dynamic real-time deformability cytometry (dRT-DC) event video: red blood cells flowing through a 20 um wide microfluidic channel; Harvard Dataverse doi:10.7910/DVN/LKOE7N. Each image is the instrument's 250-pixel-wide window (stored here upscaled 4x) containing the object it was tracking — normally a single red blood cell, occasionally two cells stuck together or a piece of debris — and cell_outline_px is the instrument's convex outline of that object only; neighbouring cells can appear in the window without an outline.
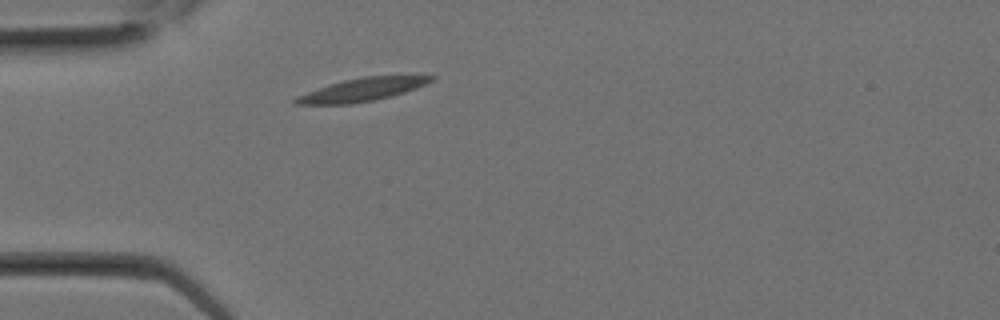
{"species": "Egyptian fruit bat (a non-hibernating species)", "species_latin": "Rousettus aegyptiacus", "temperature_condition": "room temperature", "stored_images_in_passage": 2, "camera_frame_rate_fps": 3000, "um_per_image_px": 0.085, "animal": {"sex": "female"}, "frame": {"image": 1, "passage_image": 2, "time_ms": 0.333, "image_size_px": [1000, 320], "cell_outline_px": [[436, 76], [432, 80], [416, 88], [392, 96], [352, 104], [292, 104], [292, 100], [296, 96], [344, 80], [364, 76]], "centroid_in_image_um": [30.74, 7.63], "position_along_channel_um": 54.3, "area_um2": 17.74}}